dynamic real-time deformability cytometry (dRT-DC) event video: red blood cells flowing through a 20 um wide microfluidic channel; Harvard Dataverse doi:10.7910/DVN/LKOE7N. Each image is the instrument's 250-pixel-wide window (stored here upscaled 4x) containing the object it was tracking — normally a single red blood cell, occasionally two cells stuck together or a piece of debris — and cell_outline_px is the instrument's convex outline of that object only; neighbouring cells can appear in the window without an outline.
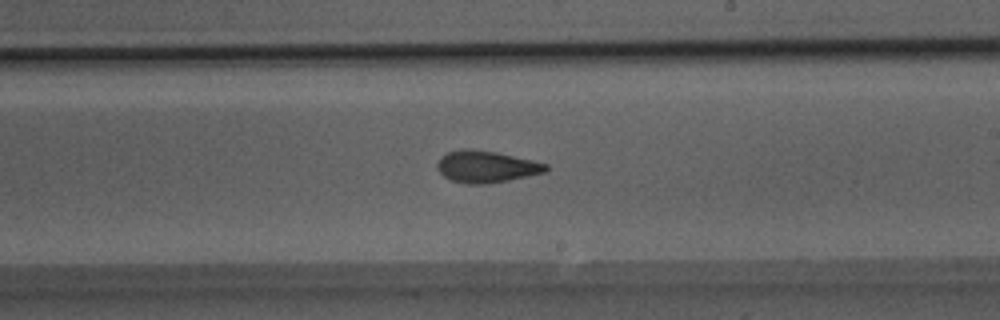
{"species": "Egyptian fruit bat (a non-hibernating species)", "species_latin": "Rousettus aegyptiacus", "temperature_condition": "room temperature", "stored_images_in_passage": 50, "segment_of_instrument_passage": [1, 2], "camera_frame_rate_fps": 3000, "um_per_image_px": 0.085, "animal": {"sex": "male"}, "frame": {"image": 1, "passage_image": 29, "time_ms": 9.333, "image_size_px": [1000, 320], "cell_outline_px": [[548, 168], [544, 172], [508, 180], [488, 184], [464, 184], [452, 180], [444, 176], [436, 168], [436, 164], [440, 156], [448, 152], [460, 148], [468, 148], [496, 152], [532, 160], [548, 164]], "centroid_in_image_um": [41.28, 14.16], "position_along_channel_um": 247.7, "area_um2": 20.17}}
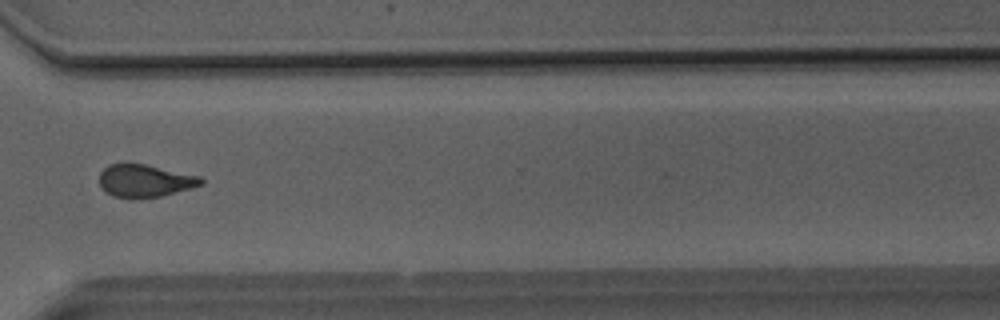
{"frame": {"image": 2, "passage_image": 37, "time_ms": 12.0, "image_size_px": [1000, 320], "cell_outline_px": [[204, 184], [192, 188], [160, 196], [132, 200], [112, 196], [100, 184], [100, 172], [108, 164], [124, 160], [128, 160], [200, 176], [204, 180]], "centroid_in_image_um": [12.29, 15.33], "position_along_channel_um": 358.3, "area_um2": 20.06}}
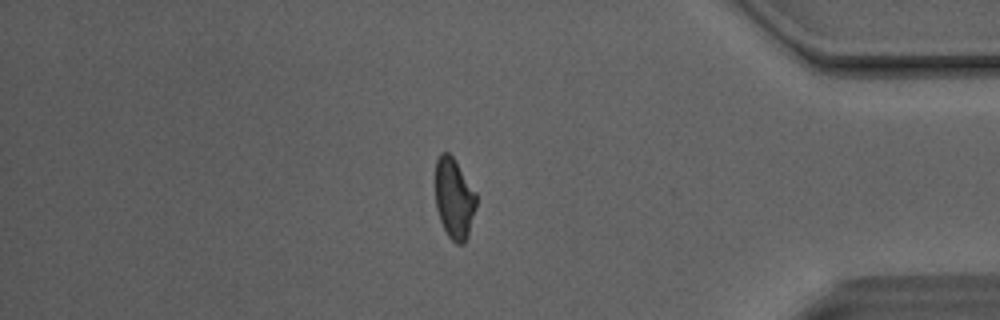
{"frame": {"image": 3, "passage_image": 42, "time_ms": 13.667, "image_size_px": [1000, 320], "cell_outline_px": [[476, 208], [468, 236], [464, 244], [456, 244], [448, 236], [440, 220], [436, 208], [436, 160], [440, 152], [448, 152], [452, 156], [476, 192]], "centroid_in_image_um": [38.61, 16.89], "position_along_channel_um": 396.6, "area_um2": 19.19}}